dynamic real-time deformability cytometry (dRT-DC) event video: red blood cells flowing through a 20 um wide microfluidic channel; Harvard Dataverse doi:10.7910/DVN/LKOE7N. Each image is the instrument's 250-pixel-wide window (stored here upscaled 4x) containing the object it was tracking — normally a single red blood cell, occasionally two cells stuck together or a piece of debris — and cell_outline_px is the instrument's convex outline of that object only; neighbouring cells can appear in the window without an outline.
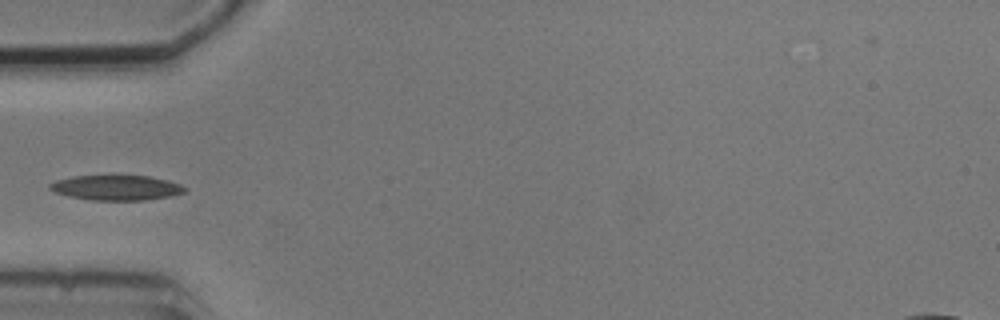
{"species": "common noctule bat (a hibernating species)", "species_latin": "Nyctalus noctula", "temperature_condition": "cold", "stored_images_in_passage": 6, "camera_frame_rate_fps": 3000, "um_per_image_px": 0.085, "animal": {"sex": "male", "body_mass_g": 20.5, "forearm_length_mm": 52.5}, "frame": {"image": 1, "passage_image": 5, "time_ms": 4.667, "image_size_px": [1000, 320], "cell_outline_px": [[188, 188], [184, 192], [172, 196], [144, 200], [92, 200], [68, 196], [56, 192], [48, 188], [48, 184], [56, 180], [72, 176], [116, 172], [148, 176], [168, 180], [180, 184]], "centroid_in_image_um": [9.88, 15.9], "position_along_channel_um": 75.1, "area_um2": 20.75}}
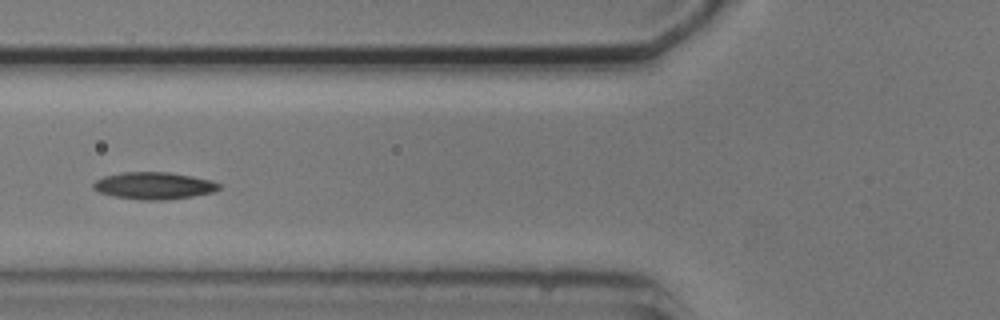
{"frame": {"image": 2, "passage_image": 6, "time_ms": 5.667, "image_size_px": [1000, 320], "cell_outline_px": [[220, 188], [212, 192], [192, 196], [164, 200], [140, 200], [112, 196], [100, 192], [92, 188], [92, 184], [96, 180], [104, 176], [124, 172], [168, 172], [192, 176], [212, 180], [220, 184]], "centroid_in_image_um": [13.06, 15.78], "position_along_channel_um": 112.7, "area_um2": 19.83}}